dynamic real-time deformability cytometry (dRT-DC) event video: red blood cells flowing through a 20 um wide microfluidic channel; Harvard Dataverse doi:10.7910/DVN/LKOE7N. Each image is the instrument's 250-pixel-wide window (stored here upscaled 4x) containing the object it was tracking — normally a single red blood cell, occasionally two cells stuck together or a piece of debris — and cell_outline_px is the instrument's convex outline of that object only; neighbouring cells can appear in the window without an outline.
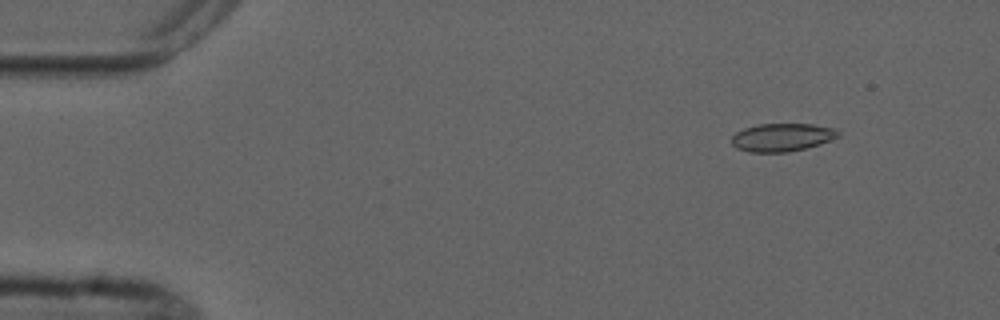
{"species": "common noctule bat (a hibernating species)", "species_latin": "Nyctalus noctula", "temperature_condition": "cold", "stored_images_in_passage": 4, "camera_frame_rate_fps": 3000, "um_per_image_px": 0.085, "animal": {"sex": "male", "forearm_length_mm": 52.5}, "frame": {"image": 1, "passage_image": 2, "time_ms": 1.0, "image_size_px": [1000, 320], "cell_outline_px": [[840, 136], [820, 144], [788, 152], [748, 152], [736, 148], [732, 144], [732, 136], [736, 132], [744, 128], [756, 124], [812, 124], [836, 128], [840, 132]], "centroid_in_image_um": [66.48, 11.67], "position_along_channel_um": 18.5, "area_um2": 17.51}}